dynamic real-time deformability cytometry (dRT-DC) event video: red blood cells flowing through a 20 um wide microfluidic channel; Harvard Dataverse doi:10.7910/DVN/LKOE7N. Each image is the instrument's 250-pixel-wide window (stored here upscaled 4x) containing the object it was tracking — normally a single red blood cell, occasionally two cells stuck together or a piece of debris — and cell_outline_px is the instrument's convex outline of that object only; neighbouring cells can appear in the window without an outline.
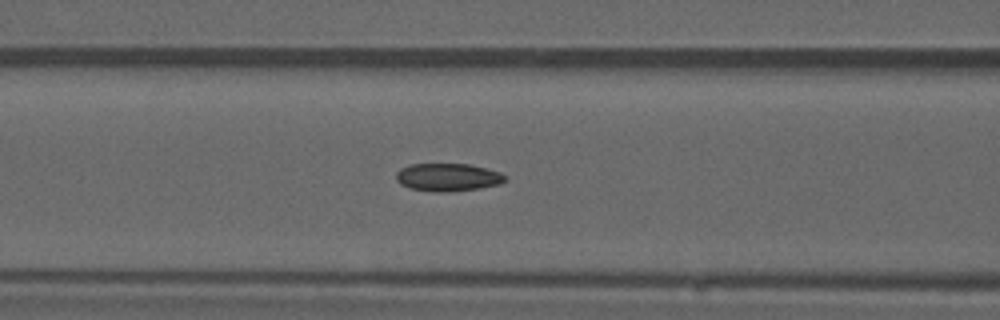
{"species": "common noctule bat (a hibernating species)", "species_latin": "Nyctalus noctula", "temperature_condition": "warm", "stored_images_in_passage": 31, "camera_frame_rate_fps": 3000, "um_per_image_px": 0.085, "animal": {"sex": "male", "forearm_length_mm": 52.5}, "frame": {"image": 1, "passage_image": 10, "time_ms": 3.0, "image_size_px": [1000, 320], "cell_outline_px": [[508, 176], [500, 184], [480, 188], [448, 192], [440, 192], [412, 188], [400, 184], [396, 180], [396, 172], [400, 168], [412, 164], [468, 164], [500, 172]], "centroid_in_image_um": [38.07, 15.06], "position_along_channel_um": 128.5, "area_um2": 17.57}}
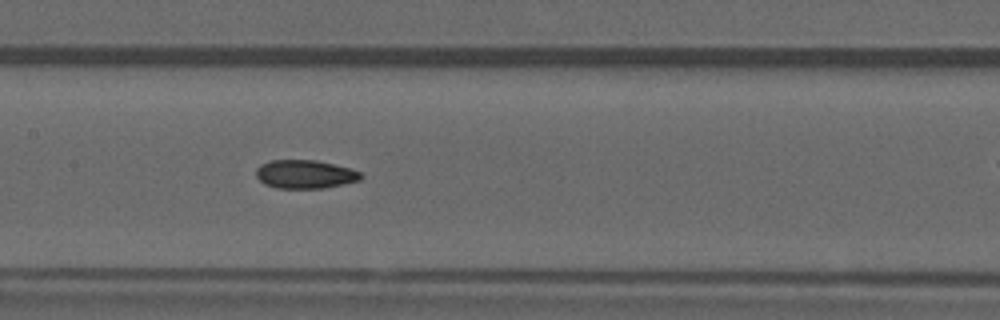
{"frame": {"image": 2, "passage_image": 14, "time_ms": 4.333, "image_size_px": [1000, 320], "cell_outline_px": [[364, 176], [360, 180], [344, 184], [324, 188], [276, 188], [264, 184], [256, 176], [256, 168], [260, 164], [272, 160], [316, 160], [348, 168], [360, 172]], "centroid_in_image_um": [25.91, 14.81], "position_along_channel_um": 181.5, "area_um2": 17.4}}